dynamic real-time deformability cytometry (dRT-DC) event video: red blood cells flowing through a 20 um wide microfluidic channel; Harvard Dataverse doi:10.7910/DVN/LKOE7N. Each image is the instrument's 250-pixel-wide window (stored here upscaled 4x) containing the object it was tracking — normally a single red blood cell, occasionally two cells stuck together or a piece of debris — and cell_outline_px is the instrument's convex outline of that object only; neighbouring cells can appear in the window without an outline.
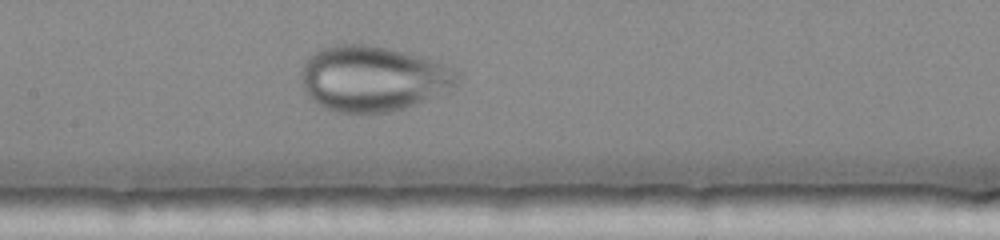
{"species": "human", "species_latin": "Homo sapiens", "temperature_condition": "warm", "stored_images_in_passage": 41, "camera_frame_rate_fps": 3000, "um_per_image_px": 0.085, "donor": {"sex": "female"}, "frame": {"image": 1, "passage_image": 23, "time_ms": 7.333, "image_size_px": [1000, 240], "cell_outline_px": [[464, 80], [456, 88], [416, 104], [404, 108], [388, 112], [336, 112], [324, 108], [312, 100], [308, 96], [300, 80], [300, 72], [304, 64], [316, 52], [324, 48], [336, 44], [364, 44], [388, 48], [432, 60], [456, 68], [464, 76]], "centroid_in_image_um": [31.78, 6.69], "position_along_channel_um": 175.6, "area_um2": 59.88}}
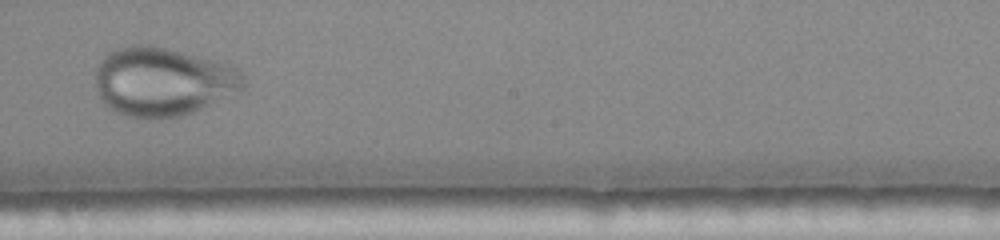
{"frame": {"image": 2, "passage_image": 27, "time_ms": 8.667, "image_size_px": [1000, 240], "cell_outline_px": [[244, 88], [240, 92], [232, 96], [192, 112], [180, 116], [148, 120], [124, 116], [116, 112], [104, 104], [100, 100], [96, 88], [96, 68], [100, 60], [108, 52], [132, 44], [152, 44], [216, 60], [236, 68], [244, 76]], "centroid_in_image_um": [13.83, 6.95], "position_along_channel_um": 234.4, "area_um2": 60.11}}
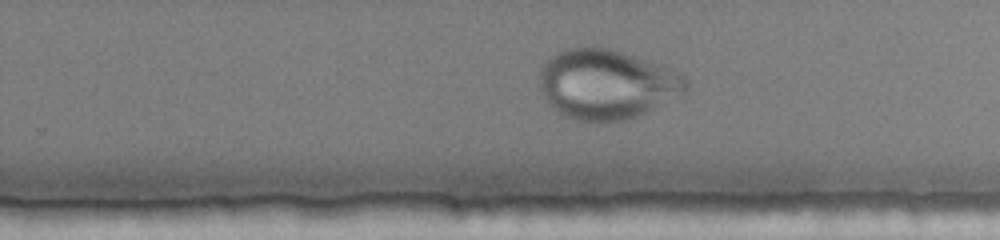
{"frame": {"image": 3, "passage_image": 30, "time_ms": 9.667, "image_size_px": [1000, 240], "cell_outline_px": [[688, 88], [684, 92], [628, 120], [596, 124], [576, 120], [564, 116], [544, 96], [540, 88], [540, 72], [544, 64], [556, 52], [564, 48], [608, 48], [620, 52], [684, 76], [688, 80]], "centroid_in_image_um": [51.5, 7.2], "position_along_channel_um": 278.3, "area_um2": 58.2}}